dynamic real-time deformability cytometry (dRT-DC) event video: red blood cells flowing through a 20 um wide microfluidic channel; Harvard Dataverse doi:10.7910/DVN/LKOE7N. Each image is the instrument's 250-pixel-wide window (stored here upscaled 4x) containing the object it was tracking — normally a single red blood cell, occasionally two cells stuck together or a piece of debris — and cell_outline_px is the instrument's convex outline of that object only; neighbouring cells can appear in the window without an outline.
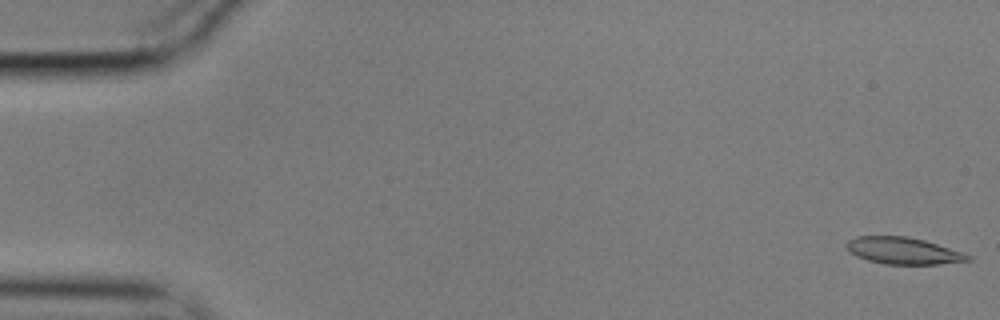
{"species": "common noctule bat (a hibernating species)", "species_latin": "Nyctalus noctula", "temperature_condition": "cold", "stored_images_in_passage": 56, "camera_frame_rate_fps": 3000, "um_per_image_px": 0.085, "animal": {"sex": "male", "body_mass_g": 17.9}, "frame": {"image": 1, "passage_image": 1, "time_ms": 0.0, "image_size_px": [1000, 320], "cell_outline_px": [[972, 260], [940, 264], [884, 264], [868, 260], [856, 256], [844, 244], [848, 240], [856, 236], [904, 236], [924, 240], [972, 256]], "centroid_in_image_um": [76.75, 21.31], "position_along_channel_um": 8.3, "area_um2": 18.73}}
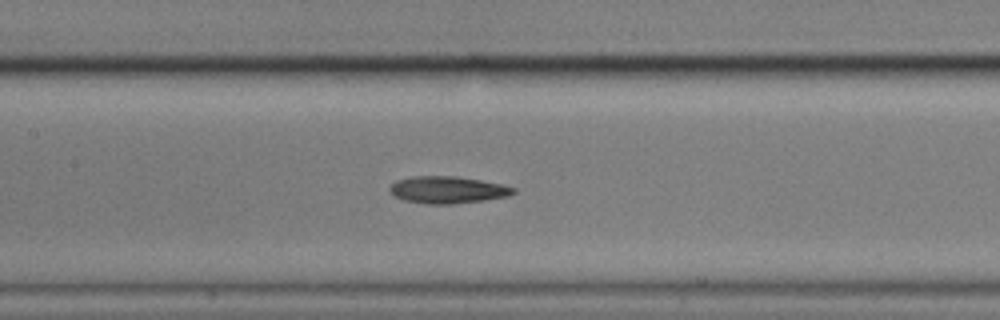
{"frame": {"image": 2, "passage_image": 26, "time_ms": 8.333, "image_size_px": [1000, 320], "cell_outline_px": [[516, 192], [508, 196], [484, 200], [452, 204], [424, 204], [404, 200], [392, 196], [388, 188], [396, 180], [412, 176], [452, 176], [480, 180], [500, 184], [516, 188]], "centroid_in_image_um": [38.0, 16.14], "position_along_channel_um": 169.4, "area_um2": 19.54}}
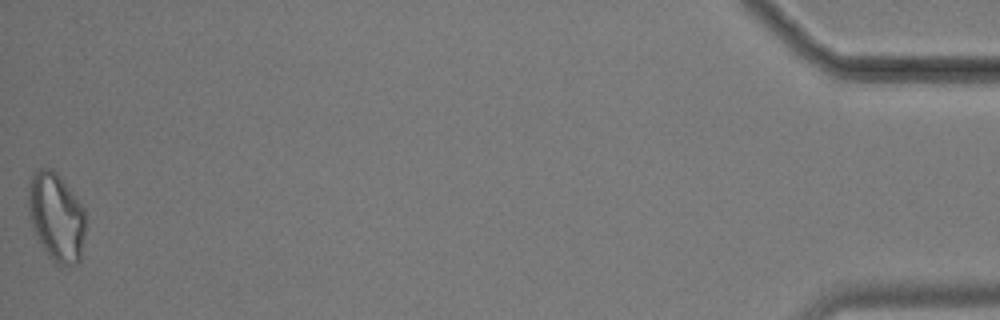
{"frame": {"image": 3, "passage_image": 56, "time_ms": 18.333, "image_size_px": [1000, 320], "cell_outline_px": [[84, 236], [80, 264], [60, 264], [52, 260], [48, 256], [32, 224], [28, 212], [28, 188], [32, 176], [40, 168], [52, 168], [60, 176], [84, 208]], "centroid_in_image_um": [4.8, 18.43], "position_along_channel_um": 430.4, "area_um2": 29.02}, "authors_computed_cell_mechanics": {"area_um2": 19.5653, "velocity_mm_per_s": 3.5519, "shape_relaxation_time_tau1_ms": 6.8943, "shape_relaxation_time_tau2_ms": 4.3864, "deformation_change_tau1": 0.1708, "deformation_change_tau2": 0.1269}}